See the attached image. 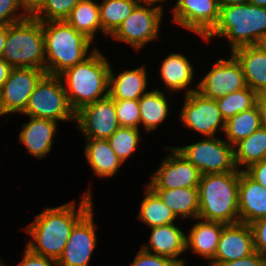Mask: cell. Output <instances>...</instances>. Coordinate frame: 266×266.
Wrapping results in <instances>:
<instances>
[{
	"mask_svg": "<svg viewBox=\"0 0 266 266\" xmlns=\"http://www.w3.org/2000/svg\"><path fill=\"white\" fill-rule=\"evenodd\" d=\"M91 191L82 196L78 210L74 201L45 208L26 231L33 240L26 247L33 253L57 260L75 224L93 207ZM76 212V213H75Z\"/></svg>",
	"mask_w": 266,
	"mask_h": 266,
	"instance_id": "6da1fadb",
	"label": "cell"
},
{
	"mask_svg": "<svg viewBox=\"0 0 266 266\" xmlns=\"http://www.w3.org/2000/svg\"><path fill=\"white\" fill-rule=\"evenodd\" d=\"M93 49L84 61L59 75L62 82L67 84H64L65 93L75 113L83 106L109 95L111 66L105 55L97 48Z\"/></svg>",
	"mask_w": 266,
	"mask_h": 266,
	"instance_id": "7a4b0ae2",
	"label": "cell"
},
{
	"mask_svg": "<svg viewBox=\"0 0 266 266\" xmlns=\"http://www.w3.org/2000/svg\"><path fill=\"white\" fill-rule=\"evenodd\" d=\"M240 170L203 174L200 177L197 219L224 224L240 222L238 209Z\"/></svg>",
	"mask_w": 266,
	"mask_h": 266,
	"instance_id": "3957f363",
	"label": "cell"
},
{
	"mask_svg": "<svg viewBox=\"0 0 266 266\" xmlns=\"http://www.w3.org/2000/svg\"><path fill=\"white\" fill-rule=\"evenodd\" d=\"M224 37L231 52L242 46L258 45L266 38V7L247 4L220 7L219 19L203 38Z\"/></svg>",
	"mask_w": 266,
	"mask_h": 266,
	"instance_id": "277c9868",
	"label": "cell"
},
{
	"mask_svg": "<svg viewBox=\"0 0 266 266\" xmlns=\"http://www.w3.org/2000/svg\"><path fill=\"white\" fill-rule=\"evenodd\" d=\"M45 72L59 76L84 61L92 41L65 20L42 22Z\"/></svg>",
	"mask_w": 266,
	"mask_h": 266,
	"instance_id": "5b68a950",
	"label": "cell"
},
{
	"mask_svg": "<svg viewBox=\"0 0 266 266\" xmlns=\"http://www.w3.org/2000/svg\"><path fill=\"white\" fill-rule=\"evenodd\" d=\"M2 58L12 67L45 71V48L42 22L34 17L7 25Z\"/></svg>",
	"mask_w": 266,
	"mask_h": 266,
	"instance_id": "8992f818",
	"label": "cell"
},
{
	"mask_svg": "<svg viewBox=\"0 0 266 266\" xmlns=\"http://www.w3.org/2000/svg\"><path fill=\"white\" fill-rule=\"evenodd\" d=\"M22 114L55 122L76 121L60 76L45 74L37 83Z\"/></svg>",
	"mask_w": 266,
	"mask_h": 266,
	"instance_id": "52a82bcc",
	"label": "cell"
},
{
	"mask_svg": "<svg viewBox=\"0 0 266 266\" xmlns=\"http://www.w3.org/2000/svg\"><path fill=\"white\" fill-rule=\"evenodd\" d=\"M201 173L236 171L234 147L226 139L207 137L197 143L175 147Z\"/></svg>",
	"mask_w": 266,
	"mask_h": 266,
	"instance_id": "ba28073f",
	"label": "cell"
},
{
	"mask_svg": "<svg viewBox=\"0 0 266 266\" xmlns=\"http://www.w3.org/2000/svg\"><path fill=\"white\" fill-rule=\"evenodd\" d=\"M162 10L161 4L151 6L138 3L111 36L140 50L146 43L159 38Z\"/></svg>",
	"mask_w": 266,
	"mask_h": 266,
	"instance_id": "9c48e42d",
	"label": "cell"
},
{
	"mask_svg": "<svg viewBox=\"0 0 266 266\" xmlns=\"http://www.w3.org/2000/svg\"><path fill=\"white\" fill-rule=\"evenodd\" d=\"M180 118L189 129L206 137H214L220 128L224 132L225 120L218 108L216 99L204 97L197 89L186 90L184 106Z\"/></svg>",
	"mask_w": 266,
	"mask_h": 266,
	"instance_id": "30bf717a",
	"label": "cell"
},
{
	"mask_svg": "<svg viewBox=\"0 0 266 266\" xmlns=\"http://www.w3.org/2000/svg\"><path fill=\"white\" fill-rule=\"evenodd\" d=\"M76 123L85 138L107 140L119 127L115 100L107 95L76 112Z\"/></svg>",
	"mask_w": 266,
	"mask_h": 266,
	"instance_id": "8fae6325",
	"label": "cell"
},
{
	"mask_svg": "<svg viewBox=\"0 0 266 266\" xmlns=\"http://www.w3.org/2000/svg\"><path fill=\"white\" fill-rule=\"evenodd\" d=\"M230 57L220 58L198 83L197 91L204 97L217 99L247 87L241 64L232 53Z\"/></svg>",
	"mask_w": 266,
	"mask_h": 266,
	"instance_id": "7c38bea8",
	"label": "cell"
},
{
	"mask_svg": "<svg viewBox=\"0 0 266 266\" xmlns=\"http://www.w3.org/2000/svg\"><path fill=\"white\" fill-rule=\"evenodd\" d=\"M171 150L165 157L156 173L151 175L150 188H198L201 173L175 147H165Z\"/></svg>",
	"mask_w": 266,
	"mask_h": 266,
	"instance_id": "4fadbf2b",
	"label": "cell"
},
{
	"mask_svg": "<svg viewBox=\"0 0 266 266\" xmlns=\"http://www.w3.org/2000/svg\"><path fill=\"white\" fill-rule=\"evenodd\" d=\"M93 207L75 224L56 266H88L97 245Z\"/></svg>",
	"mask_w": 266,
	"mask_h": 266,
	"instance_id": "5bb4252c",
	"label": "cell"
},
{
	"mask_svg": "<svg viewBox=\"0 0 266 266\" xmlns=\"http://www.w3.org/2000/svg\"><path fill=\"white\" fill-rule=\"evenodd\" d=\"M173 22L204 38L219 19V0H178L173 8Z\"/></svg>",
	"mask_w": 266,
	"mask_h": 266,
	"instance_id": "9a60e30c",
	"label": "cell"
},
{
	"mask_svg": "<svg viewBox=\"0 0 266 266\" xmlns=\"http://www.w3.org/2000/svg\"><path fill=\"white\" fill-rule=\"evenodd\" d=\"M45 71L35 68H12L0 93L5 114L22 113Z\"/></svg>",
	"mask_w": 266,
	"mask_h": 266,
	"instance_id": "2e32d148",
	"label": "cell"
},
{
	"mask_svg": "<svg viewBox=\"0 0 266 266\" xmlns=\"http://www.w3.org/2000/svg\"><path fill=\"white\" fill-rule=\"evenodd\" d=\"M253 232L250 224H226L218 242L214 258L209 266L238 260L254 252Z\"/></svg>",
	"mask_w": 266,
	"mask_h": 266,
	"instance_id": "e0dca14e",
	"label": "cell"
},
{
	"mask_svg": "<svg viewBox=\"0 0 266 266\" xmlns=\"http://www.w3.org/2000/svg\"><path fill=\"white\" fill-rule=\"evenodd\" d=\"M238 209L241 223L266 217V188L240 170Z\"/></svg>",
	"mask_w": 266,
	"mask_h": 266,
	"instance_id": "ac0fdd59",
	"label": "cell"
},
{
	"mask_svg": "<svg viewBox=\"0 0 266 266\" xmlns=\"http://www.w3.org/2000/svg\"><path fill=\"white\" fill-rule=\"evenodd\" d=\"M151 228L149 239L150 246L143 244L141 247L146 252L151 253V248L157 255L171 258L180 266H185V260L178 258L186 251V234L173 224L154 226Z\"/></svg>",
	"mask_w": 266,
	"mask_h": 266,
	"instance_id": "d6986e66",
	"label": "cell"
},
{
	"mask_svg": "<svg viewBox=\"0 0 266 266\" xmlns=\"http://www.w3.org/2000/svg\"><path fill=\"white\" fill-rule=\"evenodd\" d=\"M58 122L30 117V121L22 125L19 141L25 145L27 153L38 159L51 151Z\"/></svg>",
	"mask_w": 266,
	"mask_h": 266,
	"instance_id": "ffe728a7",
	"label": "cell"
},
{
	"mask_svg": "<svg viewBox=\"0 0 266 266\" xmlns=\"http://www.w3.org/2000/svg\"><path fill=\"white\" fill-rule=\"evenodd\" d=\"M242 66L247 86L257 94L266 93V51L258 45H247L231 52Z\"/></svg>",
	"mask_w": 266,
	"mask_h": 266,
	"instance_id": "44dd1931",
	"label": "cell"
},
{
	"mask_svg": "<svg viewBox=\"0 0 266 266\" xmlns=\"http://www.w3.org/2000/svg\"><path fill=\"white\" fill-rule=\"evenodd\" d=\"M226 224L218 221L203 220L196 222L186 235V250L191 249L209 262L214 258L222 229Z\"/></svg>",
	"mask_w": 266,
	"mask_h": 266,
	"instance_id": "7402d4cb",
	"label": "cell"
},
{
	"mask_svg": "<svg viewBox=\"0 0 266 266\" xmlns=\"http://www.w3.org/2000/svg\"><path fill=\"white\" fill-rule=\"evenodd\" d=\"M147 71L145 66H140L133 70H124L117 77L112 68L109 74V95L114 100H139L147 93Z\"/></svg>",
	"mask_w": 266,
	"mask_h": 266,
	"instance_id": "603a6c76",
	"label": "cell"
},
{
	"mask_svg": "<svg viewBox=\"0 0 266 266\" xmlns=\"http://www.w3.org/2000/svg\"><path fill=\"white\" fill-rule=\"evenodd\" d=\"M85 155L95 176L111 177L117 173L122 161L112 150L108 140L85 138Z\"/></svg>",
	"mask_w": 266,
	"mask_h": 266,
	"instance_id": "cb8c5ba5",
	"label": "cell"
},
{
	"mask_svg": "<svg viewBox=\"0 0 266 266\" xmlns=\"http://www.w3.org/2000/svg\"><path fill=\"white\" fill-rule=\"evenodd\" d=\"M161 200L171 209L176 217L198 218L199 191L198 188H151Z\"/></svg>",
	"mask_w": 266,
	"mask_h": 266,
	"instance_id": "d4e9b609",
	"label": "cell"
},
{
	"mask_svg": "<svg viewBox=\"0 0 266 266\" xmlns=\"http://www.w3.org/2000/svg\"><path fill=\"white\" fill-rule=\"evenodd\" d=\"M193 66L184 55L172 53L164 59L160 75L171 92L182 91L193 82Z\"/></svg>",
	"mask_w": 266,
	"mask_h": 266,
	"instance_id": "484cf974",
	"label": "cell"
},
{
	"mask_svg": "<svg viewBox=\"0 0 266 266\" xmlns=\"http://www.w3.org/2000/svg\"><path fill=\"white\" fill-rule=\"evenodd\" d=\"M65 21L93 42L95 33L102 31L99 4L94 0H81Z\"/></svg>",
	"mask_w": 266,
	"mask_h": 266,
	"instance_id": "4316f807",
	"label": "cell"
},
{
	"mask_svg": "<svg viewBox=\"0 0 266 266\" xmlns=\"http://www.w3.org/2000/svg\"><path fill=\"white\" fill-rule=\"evenodd\" d=\"M138 103L140 123L148 133L155 130L168 115L169 107L165 94L158 89L143 94Z\"/></svg>",
	"mask_w": 266,
	"mask_h": 266,
	"instance_id": "83f0119b",
	"label": "cell"
},
{
	"mask_svg": "<svg viewBox=\"0 0 266 266\" xmlns=\"http://www.w3.org/2000/svg\"><path fill=\"white\" fill-rule=\"evenodd\" d=\"M145 187L146 197L141 202L138 218L149 227L173 224L177 219L175 214L148 185Z\"/></svg>",
	"mask_w": 266,
	"mask_h": 266,
	"instance_id": "f1b7e54d",
	"label": "cell"
},
{
	"mask_svg": "<svg viewBox=\"0 0 266 266\" xmlns=\"http://www.w3.org/2000/svg\"><path fill=\"white\" fill-rule=\"evenodd\" d=\"M261 127L260 115L255 105L249 110L240 112L225 121L224 132L226 140L230 145H235L241 140L249 137Z\"/></svg>",
	"mask_w": 266,
	"mask_h": 266,
	"instance_id": "f546056e",
	"label": "cell"
},
{
	"mask_svg": "<svg viewBox=\"0 0 266 266\" xmlns=\"http://www.w3.org/2000/svg\"><path fill=\"white\" fill-rule=\"evenodd\" d=\"M264 158H266V129L262 127L234 147V160L237 169H240L242 165L248 168Z\"/></svg>",
	"mask_w": 266,
	"mask_h": 266,
	"instance_id": "4dcf8cb0",
	"label": "cell"
},
{
	"mask_svg": "<svg viewBox=\"0 0 266 266\" xmlns=\"http://www.w3.org/2000/svg\"><path fill=\"white\" fill-rule=\"evenodd\" d=\"M138 3L139 0H102L99 4L102 33L111 36Z\"/></svg>",
	"mask_w": 266,
	"mask_h": 266,
	"instance_id": "1f68e13d",
	"label": "cell"
},
{
	"mask_svg": "<svg viewBox=\"0 0 266 266\" xmlns=\"http://www.w3.org/2000/svg\"><path fill=\"white\" fill-rule=\"evenodd\" d=\"M257 93L250 87L216 99L222 117L226 121L234 115L249 110L256 105Z\"/></svg>",
	"mask_w": 266,
	"mask_h": 266,
	"instance_id": "d6a6232c",
	"label": "cell"
},
{
	"mask_svg": "<svg viewBox=\"0 0 266 266\" xmlns=\"http://www.w3.org/2000/svg\"><path fill=\"white\" fill-rule=\"evenodd\" d=\"M138 128L120 126L107 140L110 143L112 150L118 158L124 163L136 150L139 141Z\"/></svg>",
	"mask_w": 266,
	"mask_h": 266,
	"instance_id": "836d02e7",
	"label": "cell"
},
{
	"mask_svg": "<svg viewBox=\"0 0 266 266\" xmlns=\"http://www.w3.org/2000/svg\"><path fill=\"white\" fill-rule=\"evenodd\" d=\"M81 0H46L32 16L41 22L63 21Z\"/></svg>",
	"mask_w": 266,
	"mask_h": 266,
	"instance_id": "e575fe53",
	"label": "cell"
},
{
	"mask_svg": "<svg viewBox=\"0 0 266 266\" xmlns=\"http://www.w3.org/2000/svg\"><path fill=\"white\" fill-rule=\"evenodd\" d=\"M116 117L120 126L139 128L140 109L138 100H115Z\"/></svg>",
	"mask_w": 266,
	"mask_h": 266,
	"instance_id": "d590c367",
	"label": "cell"
},
{
	"mask_svg": "<svg viewBox=\"0 0 266 266\" xmlns=\"http://www.w3.org/2000/svg\"><path fill=\"white\" fill-rule=\"evenodd\" d=\"M18 9H21L18 0H0V25H10L28 17L24 12L19 14Z\"/></svg>",
	"mask_w": 266,
	"mask_h": 266,
	"instance_id": "8d00e7d4",
	"label": "cell"
},
{
	"mask_svg": "<svg viewBox=\"0 0 266 266\" xmlns=\"http://www.w3.org/2000/svg\"><path fill=\"white\" fill-rule=\"evenodd\" d=\"M131 266H180L169 257L146 252L141 248Z\"/></svg>",
	"mask_w": 266,
	"mask_h": 266,
	"instance_id": "74e56055",
	"label": "cell"
},
{
	"mask_svg": "<svg viewBox=\"0 0 266 266\" xmlns=\"http://www.w3.org/2000/svg\"><path fill=\"white\" fill-rule=\"evenodd\" d=\"M250 226L253 232L254 250L266 256V217L255 220Z\"/></svg>",
	"mask_w": 266,
	"mask_h": 266,
	"instance_id": "f35d334b",
	"label": "cell"
},
{
	"mask_svg": "<svg viewBox=\"0 0 266 266\" xmlns=\"http://www.w3.org/2000/svg\"><path fill=\"white\" fill-rule=\"evenodd\" d=\"M51 263L57 265L55 259L35 254L26 247L23 259L18 266H53Z\"/></svg>",
	"mask_w": 266,
	"mask_h": 266,
	"instance_id": "ab89813d",
	"label": "cell"
},
{
	"mask_svg": "<svg viewBox=\"0 0 266 266\" xmlns=\"http://www.w3.org/2000/svg\"><path fill=\"white\" fill-rule=\"evenodd\" d=\"M215 266H265V256L254 251L252 254L241 259L218 263Z\"/></svg>",
	"mask_w": 266,
	"mask_h": 266,
	"instance_id": "60d3db41",
	"label": "cell"
},
{
	"mask_svg": "<svg viewBox=\"0 0 266 266\" xmlns=\"http://www.w3.org/2000/svg\"><path fill=\"white\" fill-rule=\"evenodd\" d=\"M251 179L266 188V158L243 170Z\"/></svg>",
	"mask_w": 266,
	"mask_h": 266,
	"instance_id": "b9f144b4",
	"label": "cell"
},
{
	"mask_svg": "<svg viewBox=\"0 0 266 266\" xmlns=\"http://www.w3.org/2000/svg\"><path fill=\"white\" fill-rule=\"evenodd\" d=\"M46 0H18L23 12L32 17L45 3Z\"/></svg>",
	"mask_w": 266,
	"mask_h": 266,
	"instance_id": "7bdbcfd3",
	"label": "cell"
},
{
	"mask_svg": "<svg viewBox=\"0 0 266 266\" xmlns=\"http://www.w3.org/2000/svg\"><path fill=\"white\" fill-rule=\"evenodd\" d=\"M256 106L260 115L261 127L266 129V93L257 94Z\"/></svg>",
	"mask_w": 266,
	"mask_h": 266,
	"instance_id": "ee69618b",
	"label": "cell"
},
{
	"mask_svg": "<svg viewBox=\"0 0 266 266\" xmlns=\"http://www.w3.org/2000/svg\"><path fill=\"white\" fill-rule=\"evenodd\" d=\"M12 67L3 59L0 58V91L6 82Z\"/></svg>",
	"mask_w": 266,
	"mask_h": 266,
	"instance_id": "f6af8a7d",
	"label": "cell"
},
{
	"mask_svg": "<svg viewBox=\"0 0 266 266\" xmlns=\"http://www.w3.org/2000/svg\"><path fill=\"white\" fill-rule=\"evenodd\" d=\"M7 38V25H0V58H2L3 49Z\"/></svg>",
	"mask_w": 266,
	"mask_h": 266,
	"instance_id": "bcb514c9",
	"label": "cell"
},
{
	"mask_svg": "<svg viewBox=\"0 0 266 266\" xmlns=\"http://www.w3.org/2000/svg\"><path fill=\"white\" fill-rule=\"evenodd\" d=\"M250 0H219V6H231V5H239V4H247Z\"/></svg>",
	"mask_w": 266,
	"mask_h": 266,
	"instance_id": "7dc6e473",
	"label": "cell"
},
{
	"mask_svg": "<svg viewBox=\"0 0 266 266\" xmlns=\"http://www.w3.org/2000/svg\"><path fill=\"white\" fill-rule=\"evenodd\" d=\"M249 3L260 7H266V0H250Z\"/></svg>",
	"mask_w": 266,
	"mask_h": 266,
	"instance_id": "c3c4849f",
	"label": "cell"
},
{
	"mask_svg": "<svg viewBox=\"0 0 266 266\" xmlns=\"http://www.w3.org/2000/svg\"><path fill=\"white\" fill-rule=\"evenodd\" d=\"M164 2L165 0H139V3H142V4H147V5H151V6H156L155 4L158 3V2Z\"/></svg>",
	"mask_w": 266,
	"mask_h": 266,
	"instance_id": "681fc988",
	"label": "cell"
},
{
	"mask_svg": "<svg viewBox=\"0 0 266 266\" xmlns=\"http://www.w3.org/2000/svg\"><path fill=\"white\" fill-rule=\"evenodd\" d=\"M1 115H6L2 106V101H1V93H0V116Z\"/></svg>",
	"mask_w": 266,
	"mask_h": 266,
	"instance_id": "f907efd6",
	"label": "cell"
},
{
	"mask_svg": "<svg viewBox=\"0 0 266 266\" xmlns=\"http://www.w3.org/2000/svg\"><path fill=\"white\" fill-rule=\"evenodd\" d=\"M263 49L266 51V38L260 43Z\"/></svg>",
	"mask_w": 266,
	"mask_h": 266,
	"instance_id": "816d5d0a",
	"label": "cell"
}]
</instances>
